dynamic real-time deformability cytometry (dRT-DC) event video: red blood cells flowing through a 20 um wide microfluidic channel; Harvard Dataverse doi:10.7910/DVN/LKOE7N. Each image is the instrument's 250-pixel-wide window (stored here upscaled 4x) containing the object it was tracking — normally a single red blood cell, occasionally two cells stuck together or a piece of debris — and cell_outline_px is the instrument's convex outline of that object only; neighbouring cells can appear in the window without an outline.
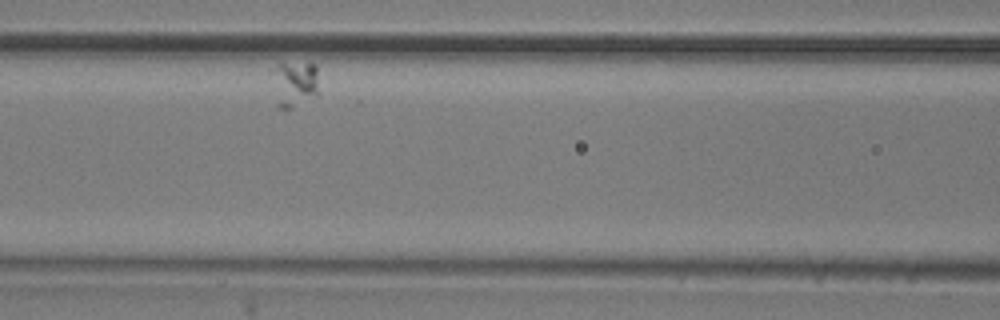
{"species": "common noctule bat (a hibernating species)", "species_latin": "Nyctalus noctula", "temperature_condition": "room temperature", "stored_images_in_passage": 6, "camera_frame_rate_fps": 3000, "um_per_image_px": 0.085, "animal": {"sex": "male", "body_mass_g": 20.5, "forearm_length_mm": 52.5}, "frame": {"image": 1, "passage_image": 4, "time_ms": 1.0, "image_size_px": [1000, 320], "cell_outline_px": [[316, 96], [292, 108], [276, 108], [276, 68], [280, 64], [316, 64]], "centroid_in_image_um": [25.08, 7.18], "position_along_channel_um": 141.5, "area_um2": 11.62}}